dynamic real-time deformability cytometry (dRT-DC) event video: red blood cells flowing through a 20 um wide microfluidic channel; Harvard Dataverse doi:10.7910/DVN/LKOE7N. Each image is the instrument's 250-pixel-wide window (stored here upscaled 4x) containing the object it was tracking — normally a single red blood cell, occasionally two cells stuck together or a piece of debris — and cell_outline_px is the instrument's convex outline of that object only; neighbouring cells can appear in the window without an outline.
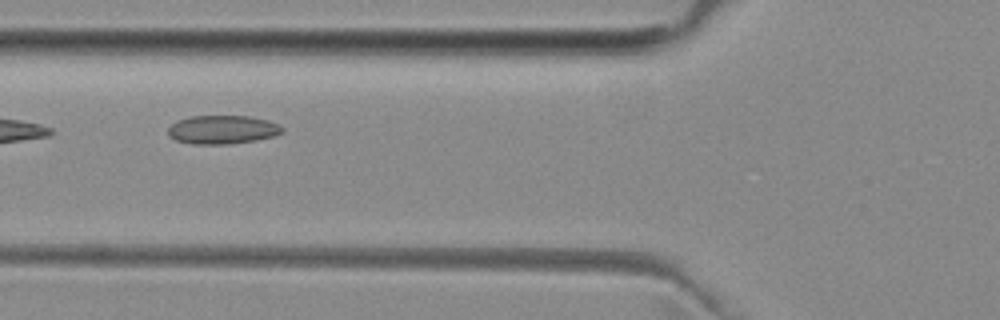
{"species": "common noctule bat (a hibernating species)", "species_latin": "Nyctalus noctula", "temperature_condition": "room temperature", "stored_images_in_passage": 9, "camera_frame_rate_fps": 3000, "um_per_image_px": 0.085, "animal": {"sex": "female", "body_mass_g": 29.2, "forearm_length_mm": 56.3}, "frame": {"image": 1, "passage_image": 6, "time_ms": 7.333, "image_size_px": [1000, 320], "cell_outline_px": [[284, 132], [272, 136], [256, 140], [228, 144], [192, 144], [176, 140], [168, 136], [168, 128], [172, 124], [180, 120], [192, 116], [248, 116], [268, 120], [284, 128]], "centroid_in_image_um": [18.9, 11.02], "position_along_channel_um": 106.9, "area_um2": 18.9}}
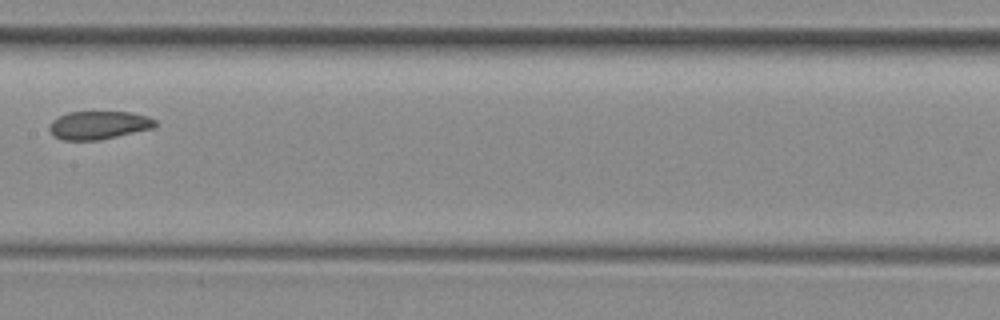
{"frame": {"image": 2, "passage_image": 8, "time_ms": 9.667, "image_size_px": [1000, 320], "cell_outline_px": [[160, 124], [152, 128], [100, 140], [64, 140], [52, 136], [48, 128], [52, 120], [68, 112], [132, 112], [148, 116], [156, 120]], "centroid_in_image_um": [8.4, 10.64], "position_along_channel_um": 199.0, "area_um2": 17.51}}
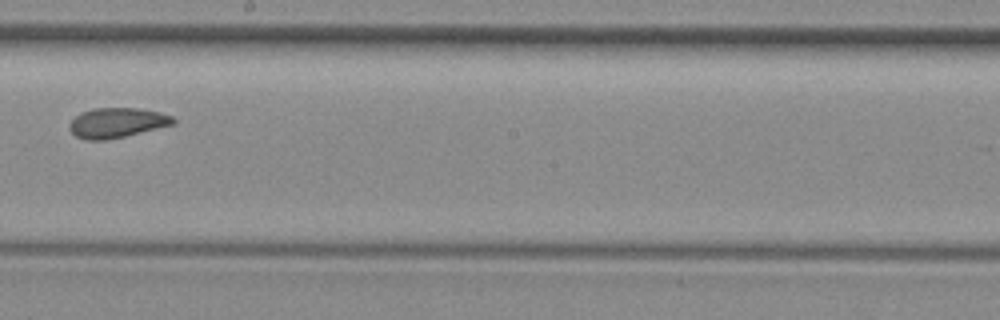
{"frame": {"image": 3, "passage_image": 9, "time_ms": 10.667, "image_size_px": [1000, 320], "cell_outline_px": [[176, 120], [172, 124], [124, 136], [104, 140], [88, 140], [76, 136], [72, 132], [72, 120], [76, 116], [84, 112], [96, 108], [140, 108], [160, 112], [172, 116]], "centroid_in_image_um": [9.97, 10.42], "position_along_channel_um": 238.2, "area_um2": 17.51}}